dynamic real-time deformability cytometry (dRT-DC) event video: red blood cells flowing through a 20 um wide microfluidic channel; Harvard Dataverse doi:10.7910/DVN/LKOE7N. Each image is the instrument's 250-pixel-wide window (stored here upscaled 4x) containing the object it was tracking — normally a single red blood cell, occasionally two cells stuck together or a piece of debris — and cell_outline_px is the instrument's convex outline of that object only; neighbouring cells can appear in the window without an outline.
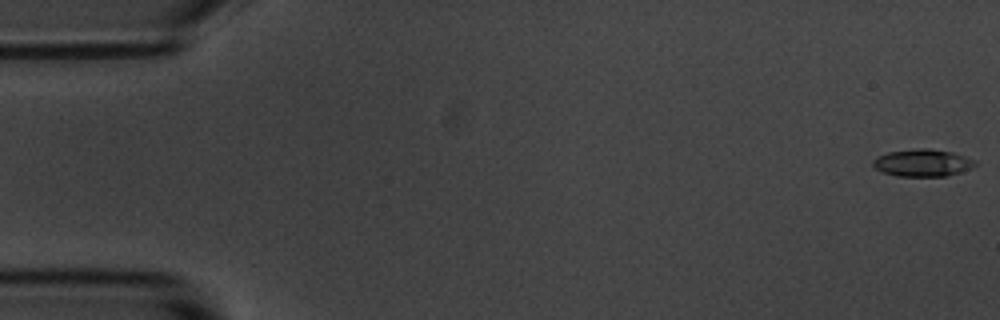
{"species": "common noctule bat (a hibernating species)", "species_latin": "Nyctalus noctula", "temperature_condition": "room temperature", "stored_images_in_passage": 16, "camera_frame_rate_fps": 3000, "um_per_image_px": 0.085, "animal": {"sex": "male", "body_mass_g": 20.1, "forearm_length_mm": 53.5}, "frame": {"image": 1, "passage_image": 1, "time_ms": 0.0, "image_size_px": [1000, 320], "cell_outline_px": [[976, 164], [972, 168], [948, 176], [896, 176], [884, 172], [876, 168], [872, 164], [872, 160], [876, 156], [888, 152], [912, 148], [928, 148], [952, 152], [976, 160]], "centroid_in_image_um": [78.41, 13.83], "position_along_channel_um": 6.6, "area_um2": 16.36}}
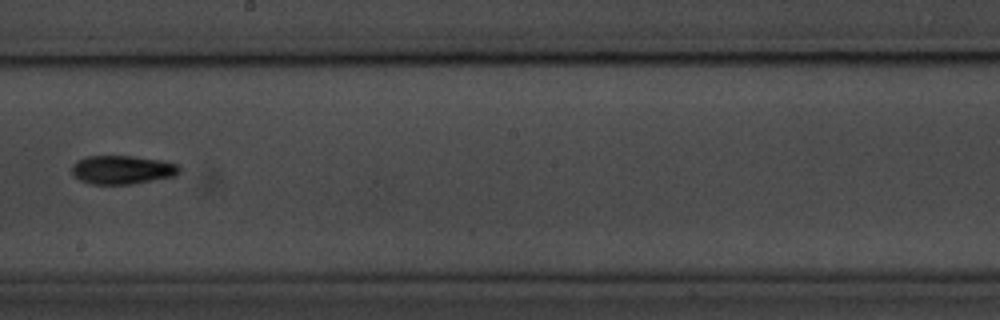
{"frame": {"image": 2, "passage_image": 9, "time_ms": 10.0, "image_size_px": [1000, 320], "cell_outline_px": [[180, 172], [176, 176], [132, 184], [92, 184], [80, 180], [72, 172], [72, 164], [88, 156], [132, 156], [164, 160], [180, 164]], "centroid_in_image_um": [10.47, 14.43], "position_along_channel_um": 237.7, "area_um2": 18.03}}
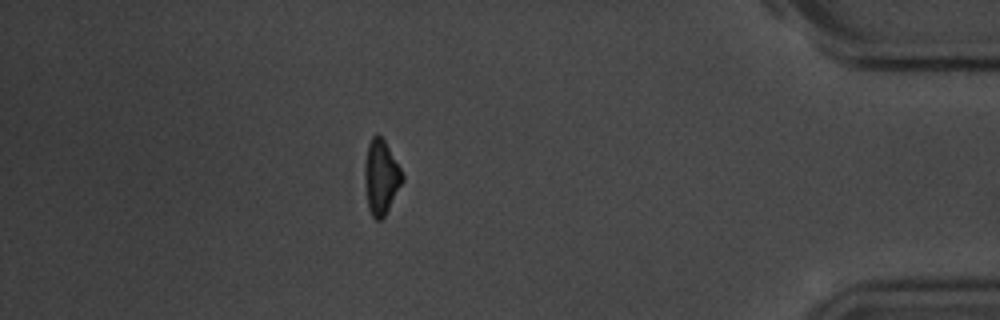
{"frame": {"image": 3, "passage_image": 14, "time_ms": 15.667, "image_size_px": [1000, 320], "cell_outline_px": [[404, 180], [384, 216], [380, 220], [376, 220], [372, 216], [368, 208], [364, 184], [364, 164], [368, 144], [372, 136], [376, 132], [384, 140], [400, 168], [404, 176]], "centroid_in_image_um": [32.36, 15.05], "position_along_channel_um": 402.8, "area_um2": 16.36}}